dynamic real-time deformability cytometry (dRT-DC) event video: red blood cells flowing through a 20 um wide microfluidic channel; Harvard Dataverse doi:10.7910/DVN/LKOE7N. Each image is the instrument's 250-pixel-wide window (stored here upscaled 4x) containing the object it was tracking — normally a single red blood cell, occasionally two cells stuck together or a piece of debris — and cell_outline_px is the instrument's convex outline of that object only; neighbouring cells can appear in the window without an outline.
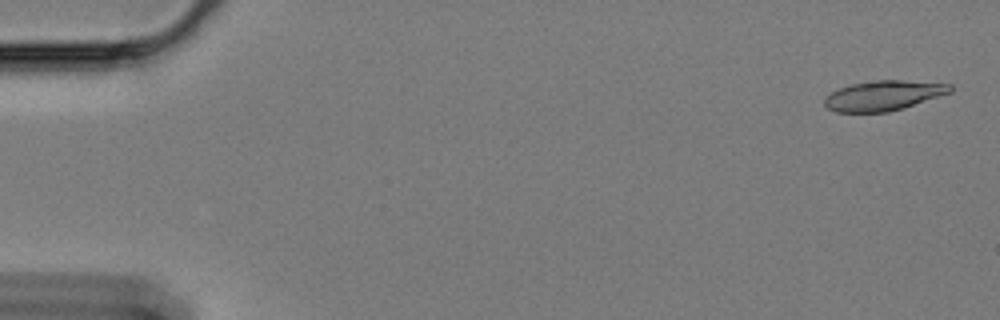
{"species": "Egyptian fruit bat (a non-hibernating species)", "species_latin": "Rousettus aegyptiacus", "temperature_condition": "cold", "stored_images_in_passage": 14, "camera_frame_rate_fps": 3000, "um_per_image_px": 0.085, "animal": {"sex": "female"}, "frame": {"image": 1, "passage_image": 2, "time_ms": 0.333, "image_size_px": [1000, 320], "cell_outline_px": [[952, 92], [904, 108], [888, 112], [836, 112], [828, 108], [824, 104], [824, 96], [848, 84], [876, 80], [900, 80], [952, 84]], "centroid_in_image_um": [75.09, 8.12], "position_along_channel_um": 9.9, "area_um2": 22.02}}